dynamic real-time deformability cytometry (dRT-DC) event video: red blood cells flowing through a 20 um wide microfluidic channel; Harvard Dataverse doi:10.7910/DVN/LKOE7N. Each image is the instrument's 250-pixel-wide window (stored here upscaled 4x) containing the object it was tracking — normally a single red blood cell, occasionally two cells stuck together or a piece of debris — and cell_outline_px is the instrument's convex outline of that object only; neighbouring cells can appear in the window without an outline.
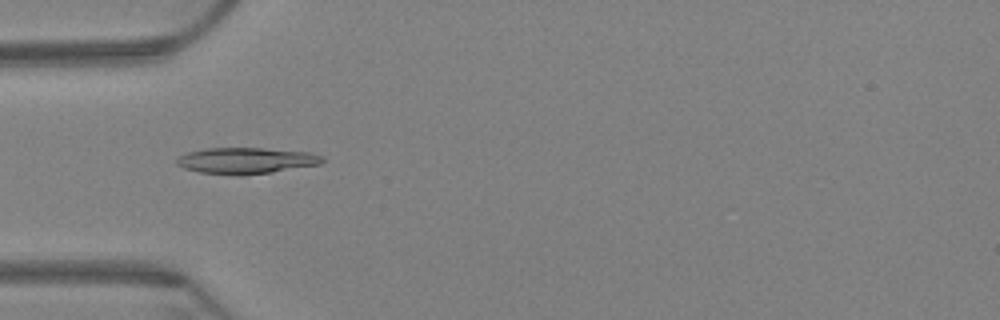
{"species": "Egyptian fruit bat (a non-hibernating species)", "species_latin": "Rousettus aegyptiacus", "temperature_condition": "warm", "stored_images_in_passage": 61, "camera_frame_rate_fps": 3000, "um_per_image_px": 0.085, "animal": {"sex": "female"}, "frame": {"image": 1, "passage_image": 18, "time_ms": 5.667, "image_size_px": [1000, 320], "cell_outline_px": [[324, 160], [320, 164], [272, 172], [244, 176], [200, 172], [184, 168], [176, 164], [176, 160], [180, 156], [188, 152], [208, 148], [264, 148], [312, 152], [324, 156]], "centroid_in_image_um": [20.96, 13.65], "position_along_channel_um": 64.0, "area_um2": 22.31}}
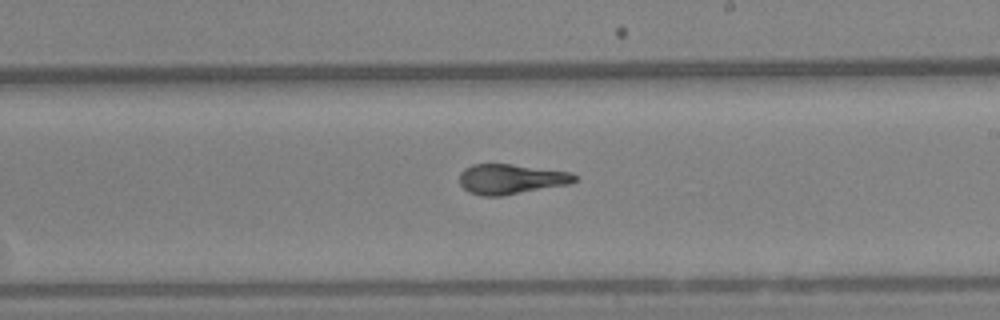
{"frame": {"image": 2, "passage_image": 35, "time_ms": 11.333, "image_size_px": [1000, 320], "cell_outline_px": [[576, 180], [568, 184], [500, 196], [480, 196], [468, 192], [460, 184], [460, 172], [464, 168], [472, 164], [512, 164], [572, 172], [576, 176]], "centroid_in_image_um": [43.39, 15.21], "position_along_channel_um": 245.6, "area_um2": 20.11}}
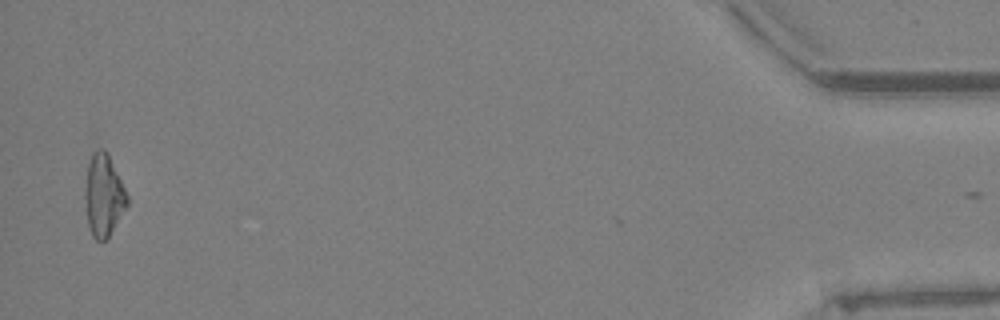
{"frame": {"image": 3, "passage_image": 60, "time_ms": 19.667, "image_size_px": [1000, 320], "cell_outline_px": [[128, 204], [108, 236], [104, 240], [96, 240], [92, 236], [88, 224], [84, 196], [88, 164], [92, 152], [100, 148], [104, 148], [108, 152], [128, 196]], "centroid_in_image_um": [8.8, 16.57], "position_along_channel_um": 426.4, "area_um2": 19.94}, "authors_computed_cell_mechanics": {"area_um2": 20.6924, "velocity_mm_per_s": 3.2351, "shape_relaxation_time_tau1_ms": null, "shape_relaxation_time_tau2_ms": 1.2911, "deformation_change_tau1": null, "deformation_change_tau2": 0.071}}